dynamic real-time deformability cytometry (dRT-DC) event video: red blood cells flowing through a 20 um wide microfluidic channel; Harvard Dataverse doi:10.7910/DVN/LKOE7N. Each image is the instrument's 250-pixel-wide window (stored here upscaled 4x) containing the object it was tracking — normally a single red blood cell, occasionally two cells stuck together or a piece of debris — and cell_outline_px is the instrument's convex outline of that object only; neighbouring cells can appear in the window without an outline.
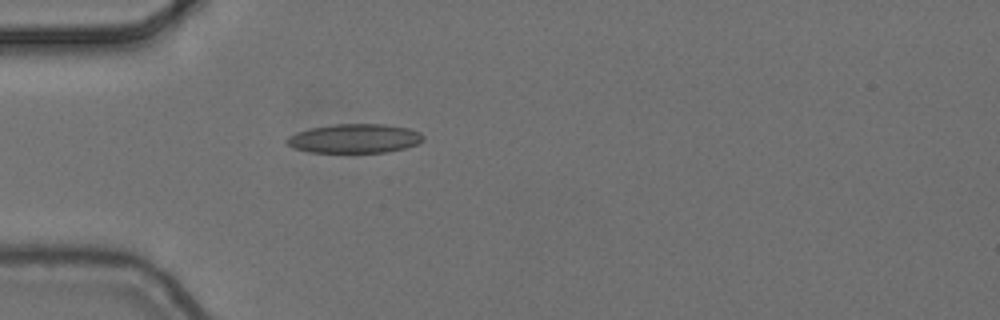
{"species": "common noctule bat (a hibernating species)", "species_latin": "Nyctalus noctula", "temperature_condition": "cold", "stored_images_in_passage": 5, "camera_frame_rate_fps": 3000, "um_per_image_px": 0.085, "animal": {"sex": "female", "body_mass_g": 24.6, "forearm_length_mm": 56.2}, "frame": {"image": 1, "passage_image": 5, "time_ms": 1.333, "image_size_px": [1000, 320], "cell_outline_px": [[424, 140], [416, 144], [404, 148], [388, 152], [308, 152], [292, 148], [284, 140], [288, 136], [296, 132], [308, 128], [332, 124], [384, 124], [408, 128], [420, 132], [424, 136]], "centroid_in_image_um": [30.1, 11.76], "position_along_channel_um": 54.9, "area_um2": 23.29}}